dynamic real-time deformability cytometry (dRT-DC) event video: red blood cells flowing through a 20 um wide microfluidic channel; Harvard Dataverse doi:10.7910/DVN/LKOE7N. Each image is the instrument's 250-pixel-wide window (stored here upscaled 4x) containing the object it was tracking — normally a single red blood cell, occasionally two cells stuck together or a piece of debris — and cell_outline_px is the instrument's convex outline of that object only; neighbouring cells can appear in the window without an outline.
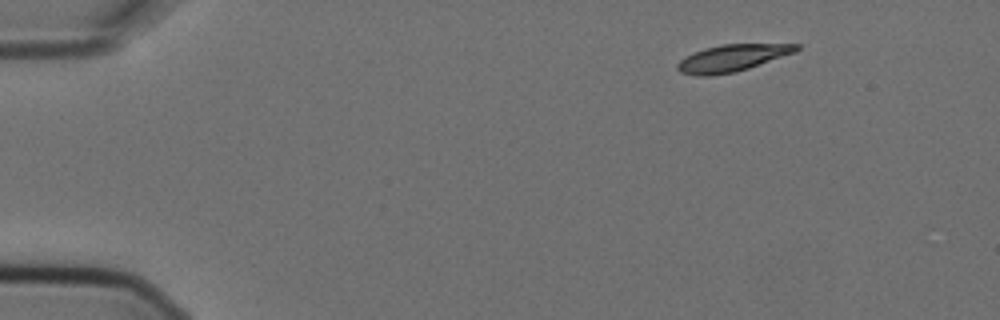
{"species": "Egyptian fruit bat (a non-hibernating species)", "species_latin": "Rousettus aegyptiacus", "temperature_condition": "cold", "stored_images_in_passage": 6, "segment_of_instrument_passage": [2, 2], "camera_frame_rate_fps": 3000, "um_per_image_px": 0.085, "animal": {"sex": "female"}, "frame": {"image": 1, "passage_image": 6, "time_ms": 1.667, "image_size_px": [1000, 320], "cell_outline_px": [[800, 48], [796, 52], [748, 68], [732, 72], [708, 76], [696, 76], [680, 72], [676, 68], [676, 64], [680, 60], [704, 48], [720, 44], [800, 44]], "centroid_in_image_um": [62.23, 4.93], "position_along_channel_um": 22.8, "area_um2": 18.44}}